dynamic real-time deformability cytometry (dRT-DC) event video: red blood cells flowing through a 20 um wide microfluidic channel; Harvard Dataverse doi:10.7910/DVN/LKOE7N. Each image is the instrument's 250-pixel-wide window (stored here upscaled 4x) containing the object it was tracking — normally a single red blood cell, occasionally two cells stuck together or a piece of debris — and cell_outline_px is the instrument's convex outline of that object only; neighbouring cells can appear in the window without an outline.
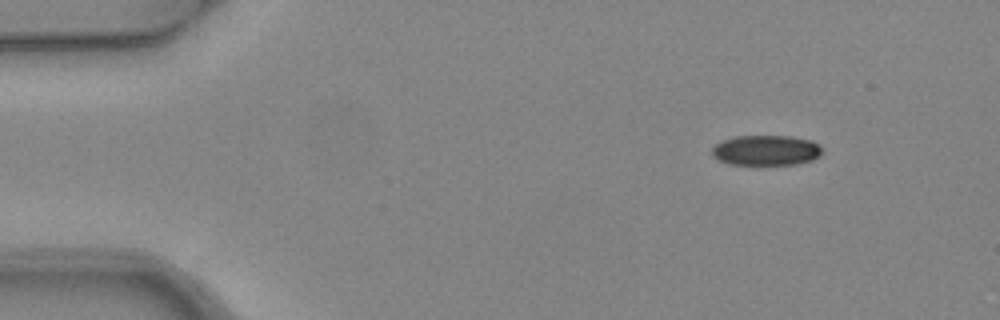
{"species": "common noctule bat (a hibernating species)", "species_latin": "Nyctalus noctula", "temperature_condition": "warm", "stored_images_in_passage": 5, "camera_frame_rate_fps": 3000, "um_per_image_px": 0.085, "animal": {"sex": "female", "body_mass_g": 24.6, "forearm_length_mm": 56.2}, "frame": {"image": 1, "passage_image": 1, "time_ms": 0.0, "image_size_px": [1000, 320], "cell_outline_px": [[820, 156], [812, 160], [796, 164], [728, 164], [712, 156], [712, 148], [720, 140], [736, 136], [792, 136], [812, 140], [820, 144]], "centroid_in_image_um": [65.11, 12.76], "position_along_channel_um": 19.9, "area_um2": 19.48}}
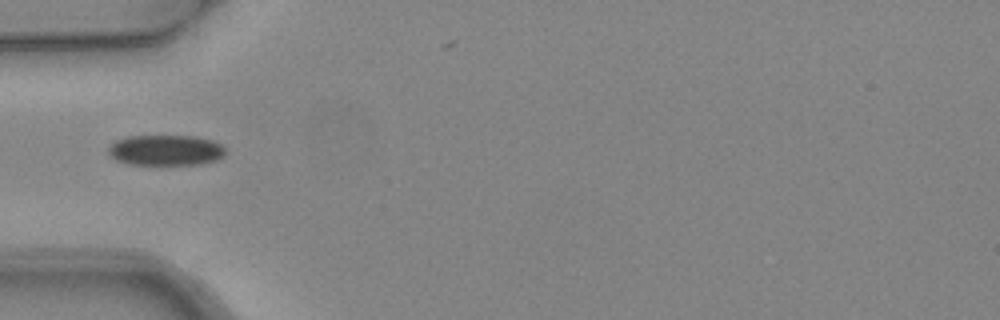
{"frame": {"image": 2, "passage_image": 4, "time_ms": 1.0, "image_size_px": [1000, 320], "cell_outline_px": [[224, 156], [216, 160], [200, 164], [128, 164], [116, 160], [108, 152], [108, 148], [116, 140], [128, 136], [192, 136], [212, 140], [220, 144], [224, 148]], "centroid_in_image_um": [14.08, 12.76], "position_along_channel_um": 70.9, "area_um2": 20.69}}
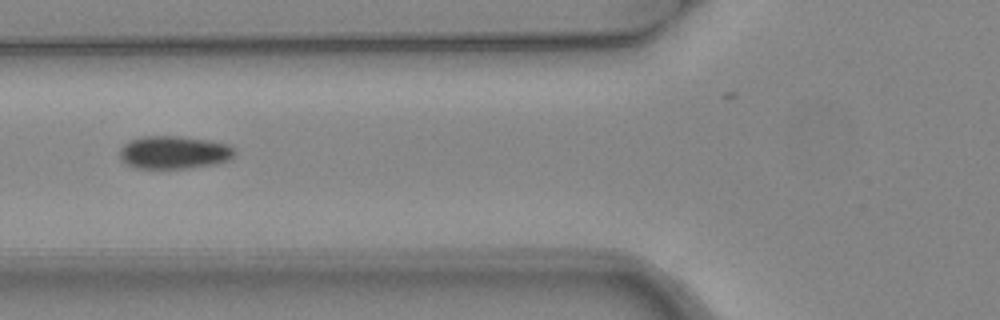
{"frame": {"image": 3, "passage_image": 5, "time_ms": 1.333, "image_size_px": [1000, 320], "cell_outline_px": [[236, 152], [232, 160], [216, 164], [192, 168], [132, 168], [124, 164], [120, 160], [120, 148], [124, 144], [132, 140], [144, 136], [172, 136], [208, 140], [228, 144]], "centroid_in_image_um": [14.79, 12.98], "position_along_channel_um": 111.0, "area_um2": 22.25}}